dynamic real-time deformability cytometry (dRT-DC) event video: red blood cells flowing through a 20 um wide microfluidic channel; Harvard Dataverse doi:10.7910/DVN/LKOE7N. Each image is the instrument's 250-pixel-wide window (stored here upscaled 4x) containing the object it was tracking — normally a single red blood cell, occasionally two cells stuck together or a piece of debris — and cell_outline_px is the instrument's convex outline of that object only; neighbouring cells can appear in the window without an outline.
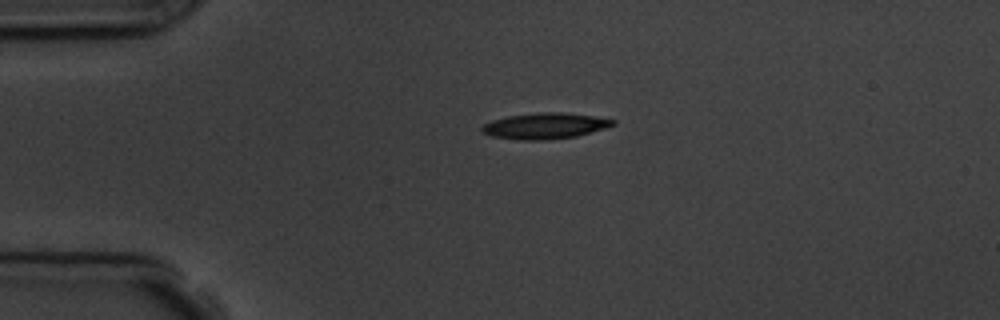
{"species": "common noctule bat (a hibernating species)", "species_latin": "Nyctalus noctula", "temperature_condition": "room temperature", "stored_images_in_passage": 1, "camera_frame_rate_fps": 3000, "um_per_image_px": 0.085, "animal": {"sex": "male", "body_mass_g": 19.5, "forearm_length_mm": 54.6}, "frame": {"image": 1, "passage_image": 1, "time_ms": 0.0, "image_size_px": [1000, 320], "cell_outline_px": [[616, 124], [604, 128], [576, 136], [544, 140], [516, 140], [492, 136], [484, 132], [480, 128], [484, 124], [492, 120], [508, 116], [540, 112], [564, 112], [592, 116], [616, 120]], "centroid_in_image_um": [46.31, 10.7], "position_along_channel_um": 38.7, "area_um2": 19.65}}